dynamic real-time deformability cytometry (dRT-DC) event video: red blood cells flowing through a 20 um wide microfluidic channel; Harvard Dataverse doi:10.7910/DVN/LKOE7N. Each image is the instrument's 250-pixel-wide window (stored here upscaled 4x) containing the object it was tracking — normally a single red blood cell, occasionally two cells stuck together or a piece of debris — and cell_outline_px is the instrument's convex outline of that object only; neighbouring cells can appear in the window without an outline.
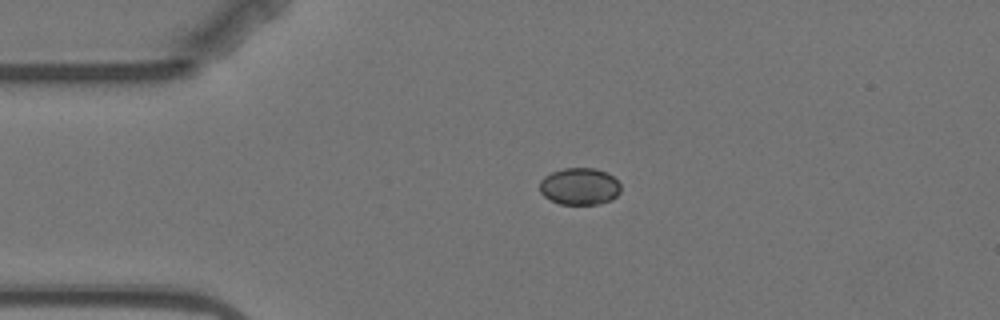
{"species": "Egyptian fruit bat (a non-hibernating species)", "species_latin": "Rousettus aegyptiacus", "temperature_condition": "warm", "stored_images_in_passage": 2, "camera_frame_rate_fps": 3000, "um_per_image_px": 0.085, "animal": {"sex": "female"}, "frame": {"image": 1, "passage_image": 1, "time_ms": 0.0, "image_size_px": [1000, 320], "cell_outline_px": [[620, 192], [612, 200], [596, 204], [560, 204], [544, 196], [540, 192], [540, 180], [544, 176], [552, 172], [564, 168], [596, 168], [608, 172], [620, 184]], "centroid_in_image_um": [49.27, 15.83], "position_along_channel_um": 35.7, "area_um2": 17.51}}